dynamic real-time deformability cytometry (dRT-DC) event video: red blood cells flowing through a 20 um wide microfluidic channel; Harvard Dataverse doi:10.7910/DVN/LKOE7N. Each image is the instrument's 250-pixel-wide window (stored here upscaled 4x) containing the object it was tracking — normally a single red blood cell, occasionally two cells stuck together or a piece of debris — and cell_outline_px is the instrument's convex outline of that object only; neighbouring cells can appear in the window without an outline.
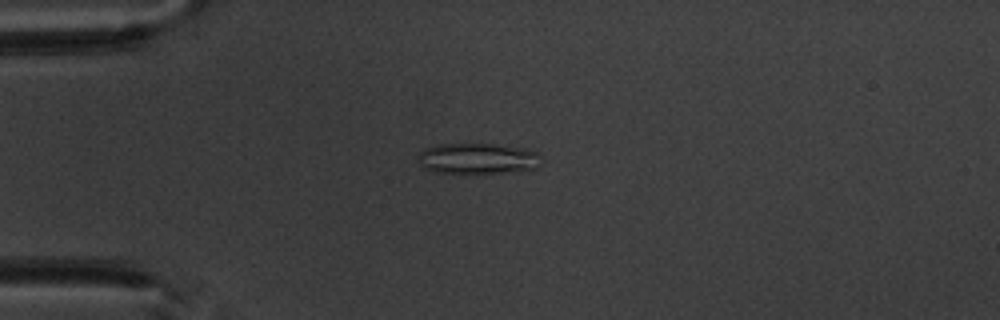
{"species": "common noctule bat (a hibernating species)", "species_latin": "Nyctalus noctula", "temperature_condition": "warm", "stored_images_in_passage": 5, "camera_frame_rate_fps": 3000, "um_per_image_px": 0.085, "animal": {"sex": "male", "body_mass_g": 20.1, "forearm_length_mm": 53.5}, "frame": {"image": 1, "passage_image": 3, "time_ms": 2.333, "image_size_px": [1000, 320], "cell_outline_px": [[540, 164], [536, 168], [500, 172], [432, 172], [424, 168], [416, 160], [416, 156], [424, 148], [436, 144], [492, 144], [528, 148], [540, 152]], "centroid_in_image_um": [40.57, 13.45], "position_along_channel_um": 44.4, "area_um2": 22.14}}
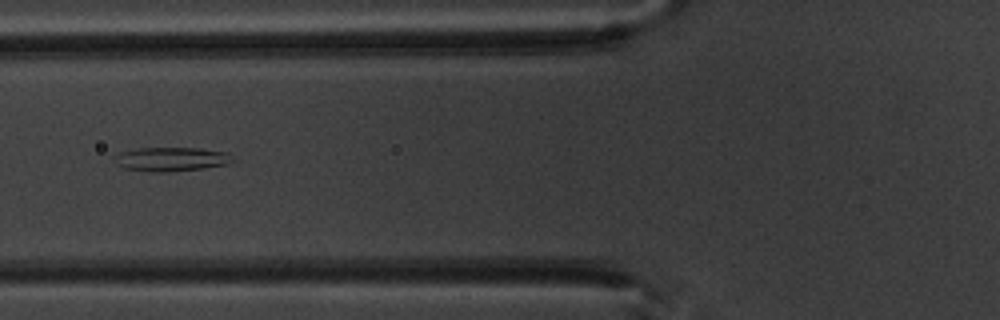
{"frame": {"image": 2, "passage_image": 5, "time_ms": 4.667, "image_size_px": [1000, 320], "cell_outline_px": [[236, 160], [228, 164], [204, 168], [168, 172], [152, 172], [124, 168], [116, 164], [116, 156], [120, 152], [140, 148], [200, 148], [228, 152]], "centroid_in_image_um": [14.62, 13.53], "position_along_channel_um": 111.2, "area_um2": 16.59}}